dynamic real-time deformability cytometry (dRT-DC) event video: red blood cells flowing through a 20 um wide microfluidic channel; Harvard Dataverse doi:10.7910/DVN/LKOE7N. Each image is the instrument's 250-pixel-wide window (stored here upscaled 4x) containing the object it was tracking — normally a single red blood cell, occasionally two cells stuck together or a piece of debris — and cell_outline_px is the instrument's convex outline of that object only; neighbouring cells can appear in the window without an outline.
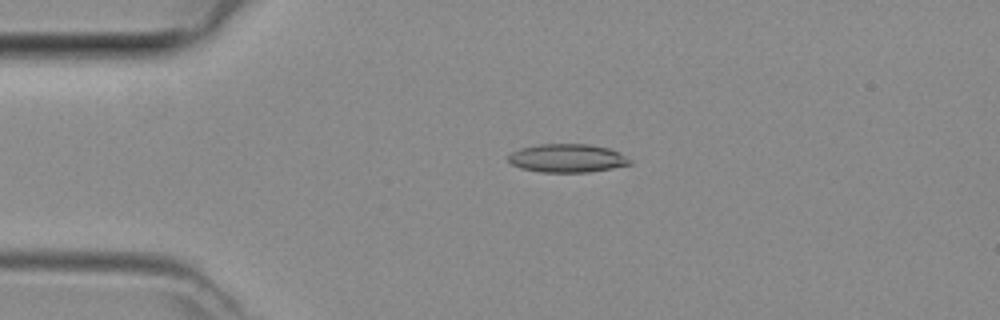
{"species": "common noctule bat (a hibernating species)", "species_latin": "Nyctalus noctula", "temperature_condition": "room temperature", "stored_images_in_passage": 3, "camera_frame_rate_fps": 3000, "um_per_image_px": 0.085, "animal": {"sex": "female", "body_mass_g": 29.2, "forearm_length_mm": 56.3}, "frame": {"image": 1, "passage_image": 2, "time_ms": 0.333, "image_size_px": [1000, 320], "cell_outline_px": [[632, 164], [612, 168], [588, 172], [540, 172], [520, 168], [512, 164], [508, 160], [508, 156], [512, 152], [520, 148], [540, 144], [588, 144], [608, 148], [620, 152], [632, 160]], "centroid_in_image_um": [48.23, 13.45], "position_along_channel_um": 36.8, "area_um2": 20.17}}